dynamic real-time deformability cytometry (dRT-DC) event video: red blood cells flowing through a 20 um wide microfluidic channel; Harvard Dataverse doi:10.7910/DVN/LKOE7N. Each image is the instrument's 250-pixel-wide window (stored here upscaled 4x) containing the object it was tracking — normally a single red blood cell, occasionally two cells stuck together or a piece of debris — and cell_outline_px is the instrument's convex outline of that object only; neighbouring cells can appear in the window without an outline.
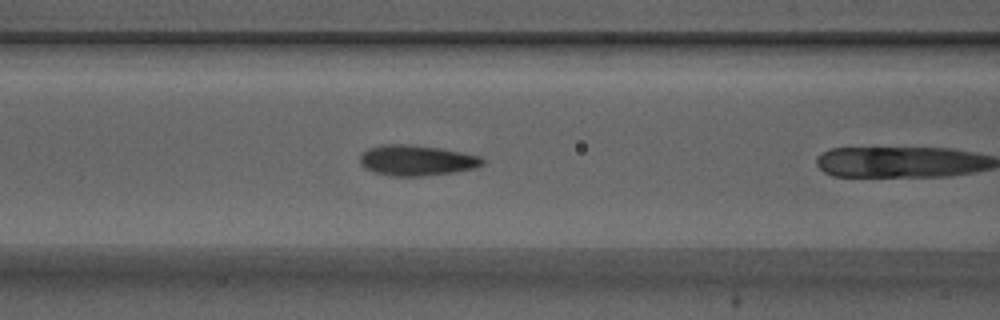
{"species": "Egyptian fruit bat (a non-hibernating species)", "species_latin": "Rousettus aegyptiacus", "temperature_condition": "warm", "stored_images_in_passage": 11, "camera_frame_rate_fps": 3000, "um_per_image_px": 0.085, "animal": {"sex": "male"}, "frame": {"image": 1, "passage_image": 10, "time_ms": 3.0, "image_size_px": [1000, 320], "cell_outline_px": [[484, 164], [476, 168], [452, 172], [420, 176], [392, 176], [376, 172], [364, 168], [360, 164], [360, 156], [368, 148], [380, 144], [408, 144], [440, 148], [480, 156], [484, 160]], "centroid_in_image_um": [35.4, 13.62], "position_along_channel_um": 131.2, "area_um2": 21.73}}